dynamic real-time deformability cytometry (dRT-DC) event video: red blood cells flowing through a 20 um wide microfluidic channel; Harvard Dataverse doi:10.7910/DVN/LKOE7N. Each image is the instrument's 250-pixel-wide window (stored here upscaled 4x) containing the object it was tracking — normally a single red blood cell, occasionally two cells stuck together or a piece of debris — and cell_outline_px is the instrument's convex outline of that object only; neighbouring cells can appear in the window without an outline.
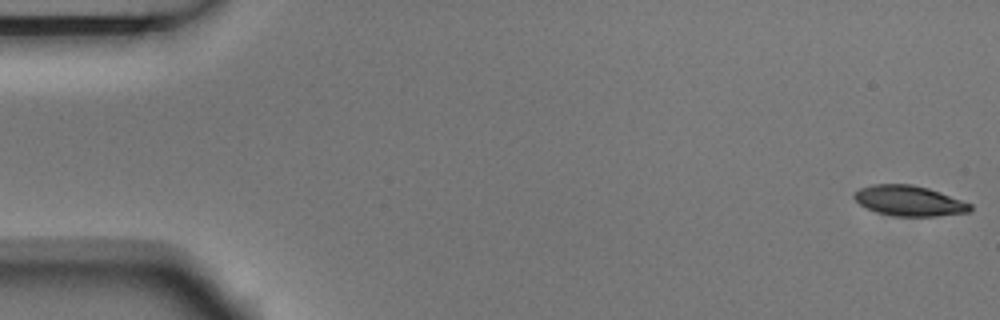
{"species": "Egyptian fruit bat (a non-hibernating species)", "species_latin": "Rousettus aegyptiacus", "temperature_condition": "room temperature", "stored_images_in_passage": 6, "segment_of_instrument_passage": [1, 2], "camera_frame_rate_fps": 3000, "um_per_image_px": 0.085, "animal": {"sex": "male"}, "frame": {"image": 1, "passage_image": 1, "time_ms": 0.0, "image_size_px": [1000, 320], "cell_outline_px": [[972, 212], [936, 216], [892, 216], [876, 212], [860, 204], [852, 196], [860, 188], [872, 184], [912, 184], [928, 188], [940, 192], [972, 204]], "centroid_in_image_um": [77.3, 17.07], "position_along_channel_um": 7.7, "area_um2": 20.52}}
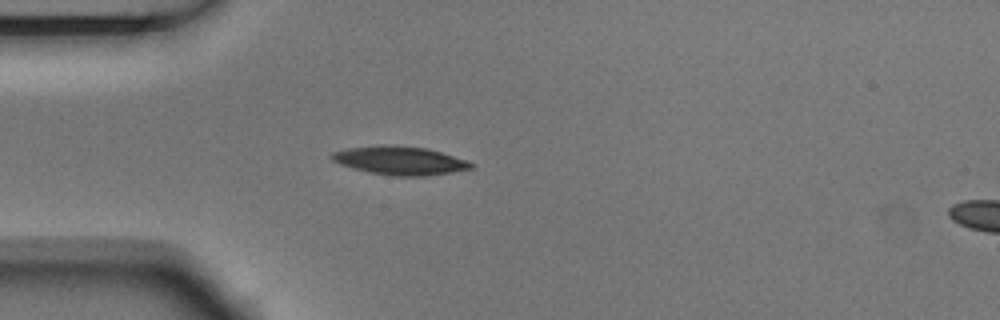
{"frame": {"image": 2, "passage_image": 5, "time_ms": 1.333, "image_size_px": [1000, 320], "cell_outline_px": [[472, 168], [452, 172], [428, 176], [392, 176], [352, 168], [340, 164], [332, 160], [328, 156], [332, 152], [348, 148], [380, 144], [396, 144], [428, 148], [464, 160], [472, 164]], "centroid_in_image_um": [33.92, 13.63], "position_along_channel_um": 51.1, "area_um2": 23.18}}